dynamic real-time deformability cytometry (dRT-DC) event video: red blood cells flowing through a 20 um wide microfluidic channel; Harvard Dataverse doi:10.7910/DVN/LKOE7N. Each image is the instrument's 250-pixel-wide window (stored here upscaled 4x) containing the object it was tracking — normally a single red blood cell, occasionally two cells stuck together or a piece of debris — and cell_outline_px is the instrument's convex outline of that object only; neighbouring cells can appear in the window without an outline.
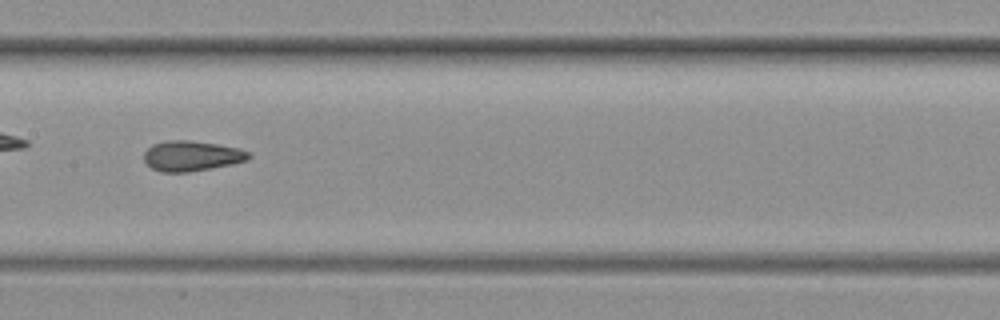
{"species": "common noctule bat (a hibernating species)", "species_latin": "Nyctalus noctula", "temperature_condition": "warm", "stored_images_in_passage": 55, "camera_frame_rate_fps": 3000, "um_per_image_px": 0.085, "animal": {"sex": "female", "body_mass_g": 19.3, "forearm_length_mm": 54.1}, "frame": {"image": 1, "passage_image": 26, "time_ms": 8.333, "image_size_px": [1000, 320], "cell_outline_px": [[252, 156], [248, 160], [232, 164], [212, 168], [188, 172], [160, 172], [152, 168], [144, 160], [144, 152], [152, 144], [164, 140], [188, 140], [216, 144], [240, 148], [248, 152]], "centroid_in_image_um": [16.29, 13.25], "position_along_channel_um": 191.1, "area_um2": 18.55}}